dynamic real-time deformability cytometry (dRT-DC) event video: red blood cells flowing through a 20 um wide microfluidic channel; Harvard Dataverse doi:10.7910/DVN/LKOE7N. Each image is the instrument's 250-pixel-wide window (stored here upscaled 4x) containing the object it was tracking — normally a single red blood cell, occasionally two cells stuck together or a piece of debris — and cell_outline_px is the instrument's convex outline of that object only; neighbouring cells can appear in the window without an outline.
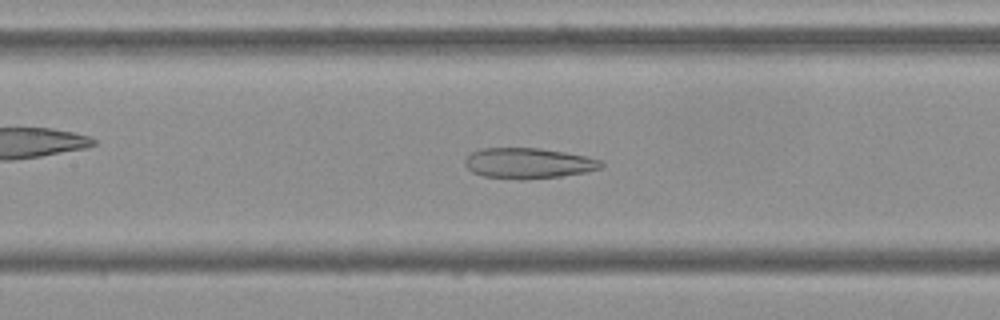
{"species": "Egyptian fruit bat (a non-hibernating species)", "species_latin": "Rousettus aegyptiacus", "temperature_condition": "cold", "stored_images_in_passage": 54, "camera_frame_rate_fps": 3000, "um_per_image_px": 0.085, "frame": {"image": 1, "passage_image": 24, "time_ms": 7.667, "image_size_px": [1000, 320], "cell_outline_px": [[604, 164], [600, 168], [584, 172], [560, 176], [524, 180], [520, 180], [484, 176], [472, 172], [464, 164], [464, 160], [472, 152], [480, 148], [540, 148], [564, 152], [584, 156], [600, 160]], "centroid_in_image_um": [44.87, 13.87], "position_along_channel_um": 162.5, "area_um2": 24.16}}
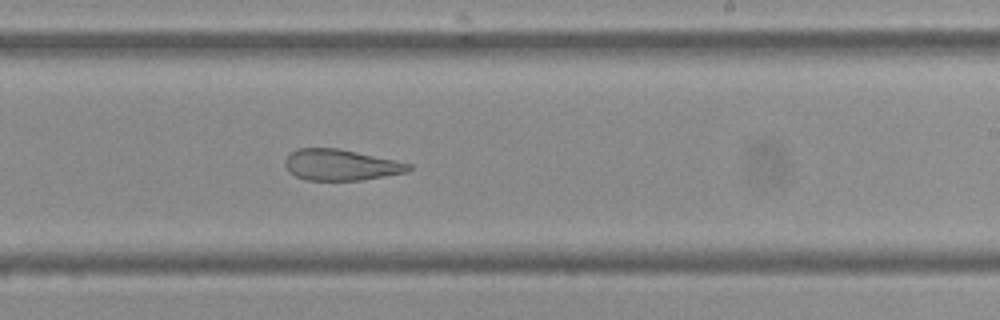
{"frame": {"image": 2, "passage_image": 32, "time_ms": 10.333, "image_size_px": [1000, 320], "cell_outline_px": [[412, 168], [408, 172], [360, 180], [304, 180], [288, 172], [284, 164], [284, 160], [296, 148], [340, 148], [412, 164]], "centroid_in_image_um": [28.95, 14.01], "position_along_channel_um": 260.1, "area_um2": 22.43}}
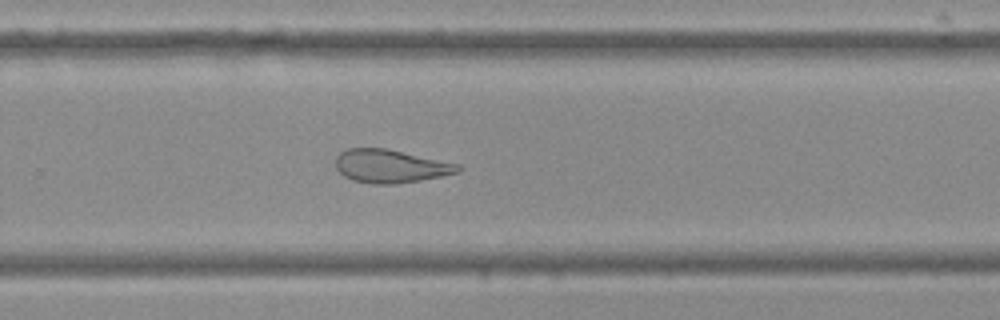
{"frame": {"image": 3, "passage_image": 35, "time_ms": 11.333, "image_size_px": [1000, 320], "cell_outline_px": [[464, 168], [460, 172], [420, 180], [396, 184], [372, 184], [352, 180], [344, 176], [336, 168], [336, 156], [340, 152], [348, 148], [384, 148], [460, 164]], "centroid_in_image_um": [33.19, 14.13], "position_along_channel_um": 296.6, "area_um2": 23.7}, "authors_computed_cell_mechanics": {"area_um2": 28.7266, "velocity_mm_per_s": 3.6648, "shape_relaxation_time_tau1_ms": null, "shape_relaxation_time_tau2_ms": 3.8041, "deformation_change_tau1": null, "deformation_change_tau2": 0.1384}}